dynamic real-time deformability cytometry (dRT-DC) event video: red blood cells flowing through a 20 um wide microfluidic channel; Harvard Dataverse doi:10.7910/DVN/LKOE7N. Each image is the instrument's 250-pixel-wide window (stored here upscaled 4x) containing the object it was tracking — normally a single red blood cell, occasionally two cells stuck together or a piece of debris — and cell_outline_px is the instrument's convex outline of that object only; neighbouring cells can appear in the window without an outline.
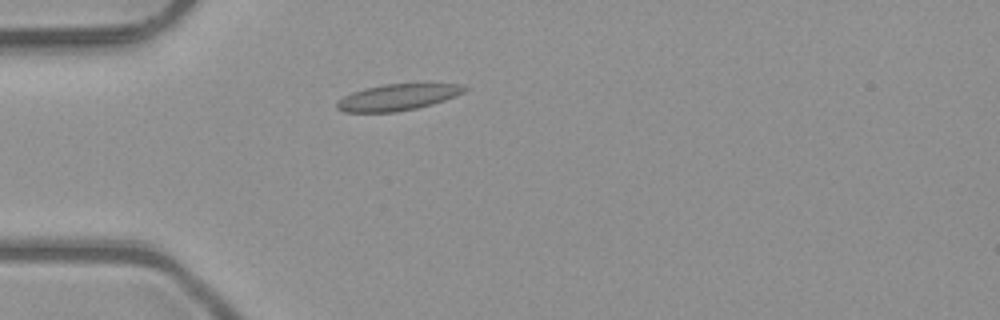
{"species": "common noctule bat (a hibernating species)", "species_latin": "Nyctalus noctula", "temperature_condition": "room temperature", "stored_images_in_passage": 3, "camera_frame_rate_fps": 3000, "um_per_image_px": 0.085, "animal": {"sex": "male", "body_mass_g": 23.1, "forearm_length_mm": 52.7}, "frame": {"image": 1, "passage_image": 3, "time_ms": 0.667, "image_size_px": [1000, 320], "cell_outline_px": [[468, 88], [464, 92], [444, 100], [432, 104], [416, 108], [396, 112], [344, 112], [336, 108], [336, 104], [344, 96], [352, 92], [364, 88], [384, 84], [464, 84]], "centroid_in_image_um": [33.79, 8.26], "position_along_channel_um": 51.2, "area_um2": 19.42}}